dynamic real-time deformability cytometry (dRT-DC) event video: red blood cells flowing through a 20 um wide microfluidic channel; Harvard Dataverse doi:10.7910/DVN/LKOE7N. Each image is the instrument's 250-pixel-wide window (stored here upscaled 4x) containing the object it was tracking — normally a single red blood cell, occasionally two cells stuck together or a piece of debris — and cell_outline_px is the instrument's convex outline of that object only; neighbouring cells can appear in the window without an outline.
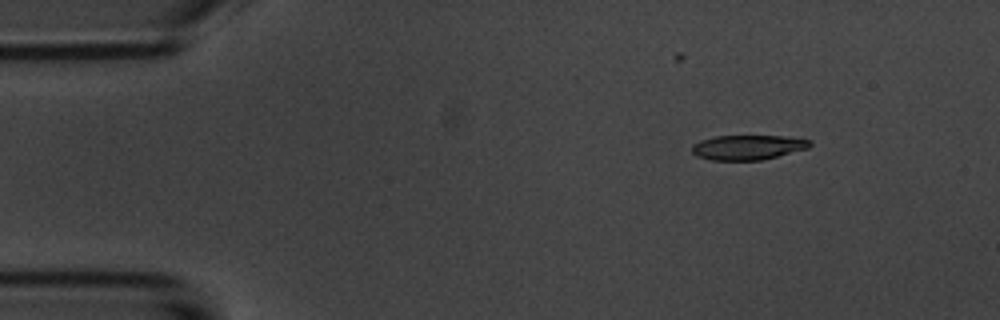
{"species": "common noctule bat (a hibernating species)", "species_latin": "Nyctalus noctula", "temperature_condition": "room temperature", "stored_images_in_passage": 9, "camera_frame_rate_fps": 3000, "um_per_image_px": 0.085, "animal": {"sex": "male", "body_mass_g": 20.1, "forearm_length_mm": 53.5}, "frame": {"image": 1, "passage_image": 1, "time_ms": 0.0, "image_size_px": [1000, 320], "cell_outline_px": [[812, 144], [808, 148], [760, 160], [712, 160], [696, 156], [692, 152], [692, 144], [700, 140], [716, 136], [784, 136], [812, 140]], "centroid_in_image_um": [63.54, 12.52], "position_along_channel_um": 21.5, "area_um2": 16.94}}
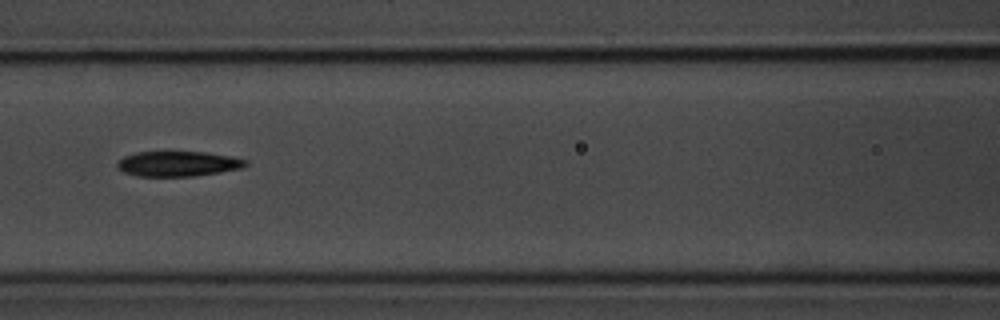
{"frame": {"image": 2, "passage_image": 6, "time_ms": 5.667, "image_size_px": [1000, 320], "cell_outline_px": [[248, 164], [244, 168], [220, 172], [192, 176], [136, 176], [124, 172], [116, 168], [116, 164], [124, 156], [136, 152], [204, 152], [228, 156], [248, 160]], "centroid_in_image_um": [15.12, 13.92], "position_along_channel_um": 151.5, "area_um2": 18.79}}
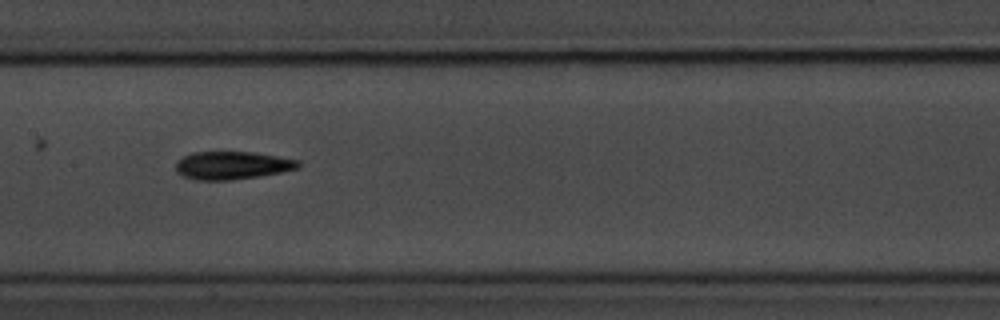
{"frame": {"image": 3, "passage_image": 7, "time_ms": 6.667, "image_size_px": [1000, 320], "cell_outline_px": [[300, 168], [260, 176], [232, 180], [196, 180], [184, 176], [176, 172], [176, 160], [180, 156], [192, 152], [252, 152], [300, 160]], "centroid_in_image_um": [19.7, 14.05], "position_along_channel_um": 187.7, "area_um2": 20.11}}